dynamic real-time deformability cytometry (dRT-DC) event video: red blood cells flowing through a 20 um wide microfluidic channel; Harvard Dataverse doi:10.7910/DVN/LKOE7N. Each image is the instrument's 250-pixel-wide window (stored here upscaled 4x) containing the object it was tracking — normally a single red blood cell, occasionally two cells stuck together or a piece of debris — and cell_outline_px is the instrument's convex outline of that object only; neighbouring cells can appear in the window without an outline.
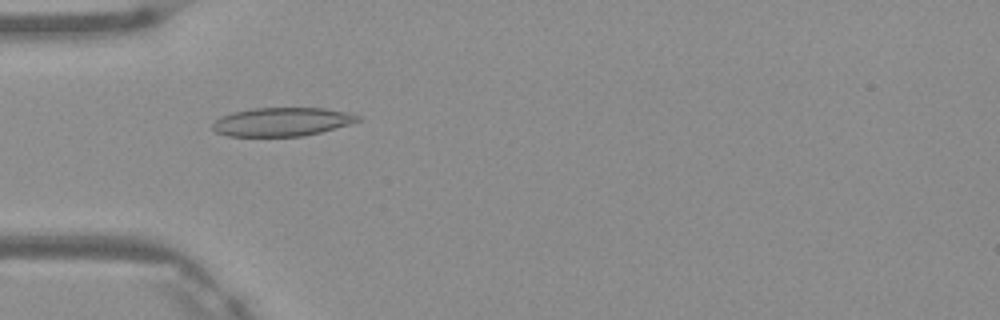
{"species": "Egyptian fruit bat (a non-hibernating species)", "species_latin": "Rousettus aegyptiacus", "temperature_condition": "warm", "stored_images_in_passage": 6, "camera_frame_rate_fps": 3000, "um_per_image_px": 0.085, "frame": {"image": 1, "passage_image": 5, "time_ms": 1.333, "image_size_px": [1000, 320], "cell_outline_px": [[360, 120], [348, 124], [320, 132], [304, 136], [228, 136], [216, 132], [212, 128], [212, 124], [216, 120], [232, 112], [256, 108], [324, 108], [344, 112], [360, 116]], "centroid_in_image_um": [23.94, 10.36], "position_along_channel_um": 61.1, "area_um2": 23.87}}
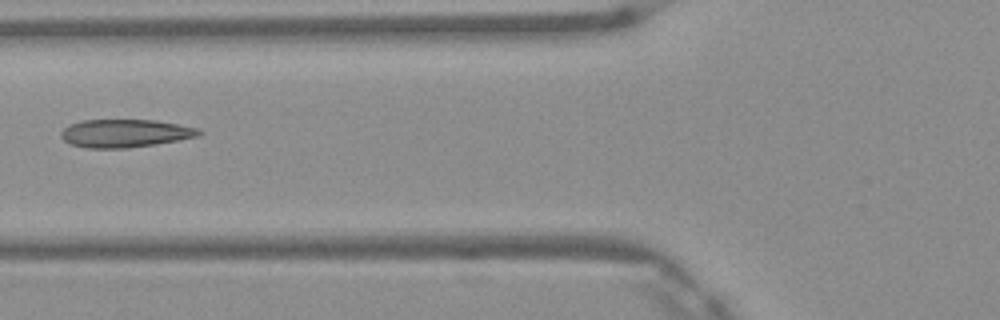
{"frame": {"image": 2, "passage_image": 6, "time_ms": 1.667, "image_size_px": [1000, 320], "cell_outline_px": [[204, 132], [200, 136], [128, 148], [88, 148], [72, 144], [64, 140], [60, 136], [60, 132], [68, 124], [84, 120], [156, 120], [196, 128]], "centroid_in_image_um": [10.6, 11.32], "position_along_channel_um": 115.2, "area_um2": 22.31}}